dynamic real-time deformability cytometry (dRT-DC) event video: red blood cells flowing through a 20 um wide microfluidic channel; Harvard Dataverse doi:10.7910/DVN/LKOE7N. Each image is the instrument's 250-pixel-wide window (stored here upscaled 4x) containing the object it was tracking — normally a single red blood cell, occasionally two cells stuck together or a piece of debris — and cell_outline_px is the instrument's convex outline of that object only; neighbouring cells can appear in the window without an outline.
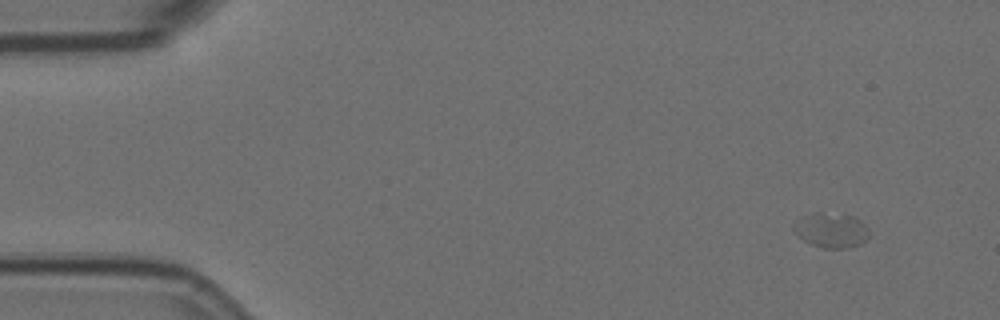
{"species": "Egyptian fruit bat (a non-hibernating species)", "species_latin": "Rousettus aegyptiacus", "temperature_condition": "room temperature", "stored_images_in_passage": 4, "camera_frame_rate_fps": 3000, "um_per_image_px": 0.085, "animal": {"sex": "female"}, "frame": {"image": 1, "passage_image": 1, "time_ms": 0.0, "image_size_px": [1000, 320], "cell_outline_px": [[868, 236], [860, 244], [848, 248], [824, 248], [812, 244], [796, 236], [792, 228], [792, 224], [796, 220], [812, 212], [824, 212], [852, 216], [864, 224], [868, 228]], "centroid_in_image_um": [70.59, 19.56], "position_along_channel_um": 14.4, "area_um2": 15.32}}
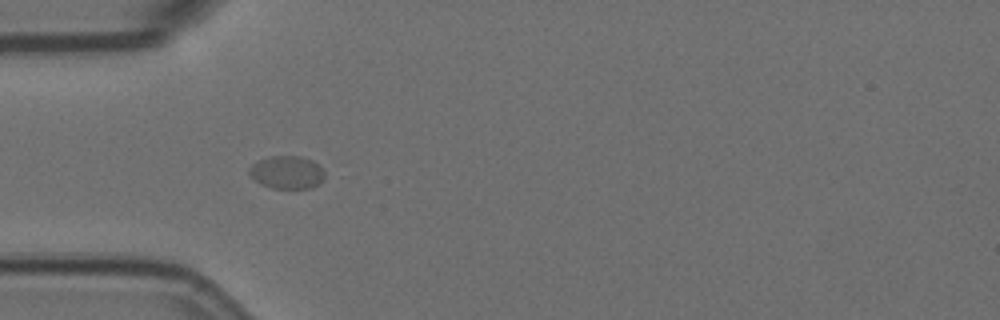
{"frame": {"image": 2, "passage_image": 3, "time_ms": 0.667, "image_size_px": [1000, 320], "cell_outline_px": [[324, 180], [312, 188], [272, 188], [260, 184], [248, 176], [248, 168], [252, 164], [260, 160], [272, 156], [300, 156], [312, 160], [324, 172]], "centroid_in_image_um": [24.35, 14.66], "position_along_channel_um": 60.6, "area_um2": 14.51}}